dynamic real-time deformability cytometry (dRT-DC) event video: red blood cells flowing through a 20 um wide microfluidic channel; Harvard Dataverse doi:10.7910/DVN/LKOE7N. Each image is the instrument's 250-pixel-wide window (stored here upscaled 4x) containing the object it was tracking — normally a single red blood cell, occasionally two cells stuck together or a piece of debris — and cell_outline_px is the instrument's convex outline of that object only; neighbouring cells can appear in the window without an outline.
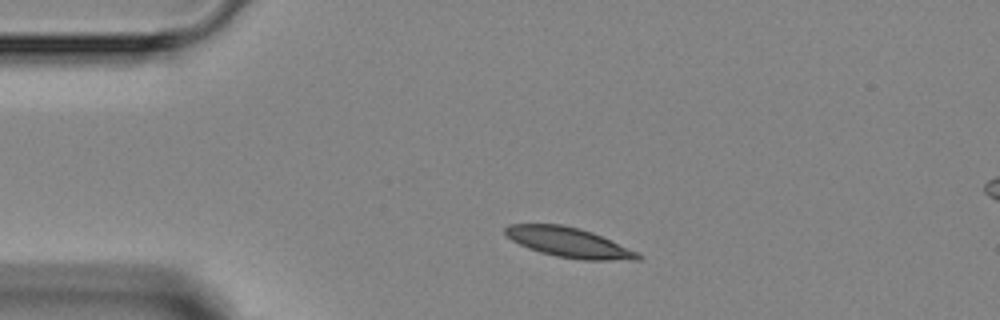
{"species": "Egyptian fruit bat (a non-hibernating species)", "species_latin": "Rousettus aegyptiacus", "temperature_condition": "room temperature", "stored_images_in_passage": 3, "segment_of_instrument_passage": [1, 2], "camera_frame_rate_fps": 3000, "um_per_image_px": 0.085, "animal": {"sex": "female"}, "frame": {"image": 1, "passage_image": 1, "time_ms": 0.0, "image_size_px": [1000, 320], "cell_outline_px": [[644, 256], [640, 260], [584, 260], [556, 256], [540, 252], [528, 248], [512, 240], [504, 232], [504, 228], [508, 224], [560, 224], [580, 228], [592, 232], [640, 252]], "centroid_in_image_um": [48.4, 20.61], "position_along_channel_um": 36.6, "area_um2": 23.18}}